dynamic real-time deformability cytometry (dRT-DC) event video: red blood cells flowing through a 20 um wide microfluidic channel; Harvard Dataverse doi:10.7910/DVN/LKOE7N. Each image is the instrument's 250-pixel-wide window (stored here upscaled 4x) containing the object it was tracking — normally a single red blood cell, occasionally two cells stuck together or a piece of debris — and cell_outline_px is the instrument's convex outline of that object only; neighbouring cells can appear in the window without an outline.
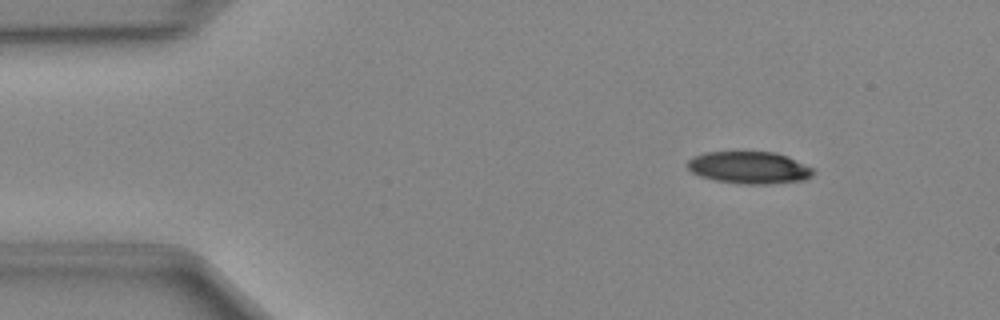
{"species": "Egyptian fruit bat (a non-hibernating species)", "species_latin": "Rousettus aegyptiacus", "temperature_condition": "cold", "stored_images_in_passage": 48, "camera_frame_rate_fps": 3000, "um_per_image_px": 0.085, "animal": {"sex": "female"}, "frame": {"image": 1, "passage_image": 6, "time_ms": 1.667, "image_size_px": [1000, 320], "cell_outline_px": [[816, 172], [812, 176], [804, 180], [768, 184], [744, 184], [716, 180], [700, 176], [692, 172], [688, 168], [688, 160], [692, 156], [704, 152], [776, 152], [788, 156], [812, 168]], "centroid_in_image_um": [63.69, 14.24], "position_along_channel_um": 21.3, "area_um2": 23.58}}
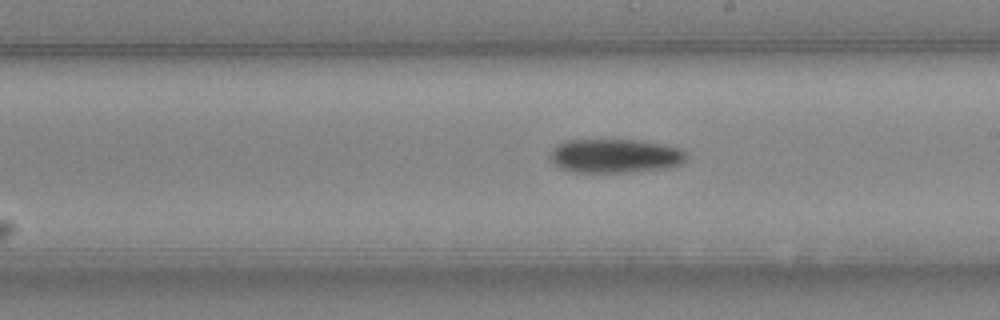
{"frame": {"image": 2, "passage_image": 27, "time_ms": 8.667, "image_size_px": [1000, 320], "cell_outline_px": [[688, 160], [672, 168], [628, 172], [576, 172], [560, 168], [552, 164], [548, 156], [552, 148], [564, 140], [636, 140], [660, 144], [680, 148], [688, 152]], "centroid_in_image_um": [52.29, 13.26], "position_along_channel_um": 236.7, "area_um2": 27.4}}
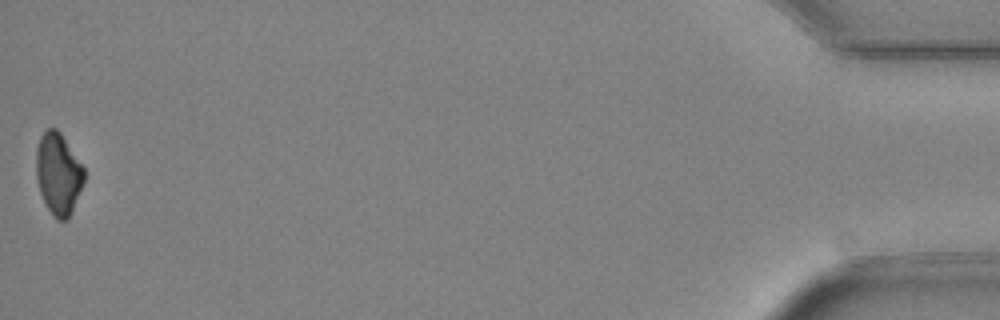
{"frame": {"image": 3, "passage_image": 48, "time_ms": 15.667, "image_size_px": [1000, 320], "cell_outline_px": [[84, 180], [68, 220], [56, 220], [52, 216], [40, 192], [36, 176], [36, 148], [40, 136], [44, 128], [56, 128], [60, 132], [84, 168]], "centroid_in_image_um": [4.93, 14.75], "position_along_channel_um": 430.3, "area_um2": 22.72}}